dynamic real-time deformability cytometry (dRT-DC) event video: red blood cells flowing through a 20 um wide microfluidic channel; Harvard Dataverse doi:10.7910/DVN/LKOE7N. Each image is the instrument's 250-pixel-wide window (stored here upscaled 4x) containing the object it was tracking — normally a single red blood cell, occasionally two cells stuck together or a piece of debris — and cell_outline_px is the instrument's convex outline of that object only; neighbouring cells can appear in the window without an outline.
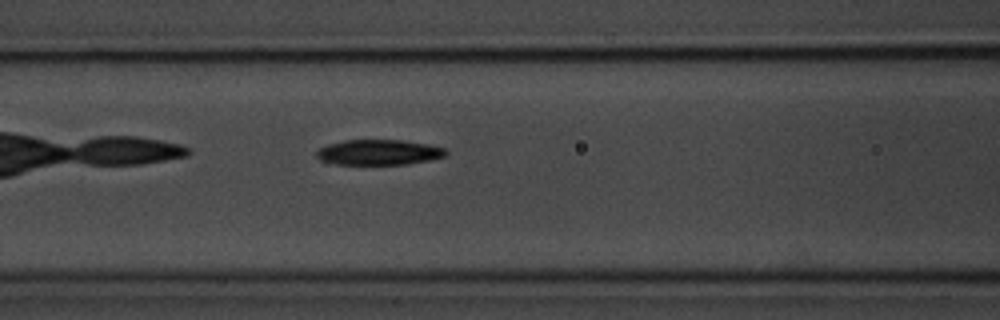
{"species": "common noctule bat (a hibernating species)", "species_latin": "Nyctalus noctula", "temperature_condition": "room temperature", "stored_images_in_passage": 38, "camera_frame_rate_fps": 3000, "um_per_image_px": 0.085, "animal": {"sex": "male", "body_mass_g": 20.1, "forearm_length_mm": 53.5}, "frame": {"image": 1, "passage_image": 6, "time_ms": 1.667, "image_size_px": [1000, 320], "cell_outline_px": [[448, 152], [444, 156], [428, 160], [408, 164], [324, 164], [316, 156], [316, 152], [320, 148], [328, 144], [344, 140], [404, 140], [428, 144], [444, 148]], "centroid_in_image_um": [32.15, 12.95], "position_along_channel_um": 134.5, "area_um2": 19.19}}